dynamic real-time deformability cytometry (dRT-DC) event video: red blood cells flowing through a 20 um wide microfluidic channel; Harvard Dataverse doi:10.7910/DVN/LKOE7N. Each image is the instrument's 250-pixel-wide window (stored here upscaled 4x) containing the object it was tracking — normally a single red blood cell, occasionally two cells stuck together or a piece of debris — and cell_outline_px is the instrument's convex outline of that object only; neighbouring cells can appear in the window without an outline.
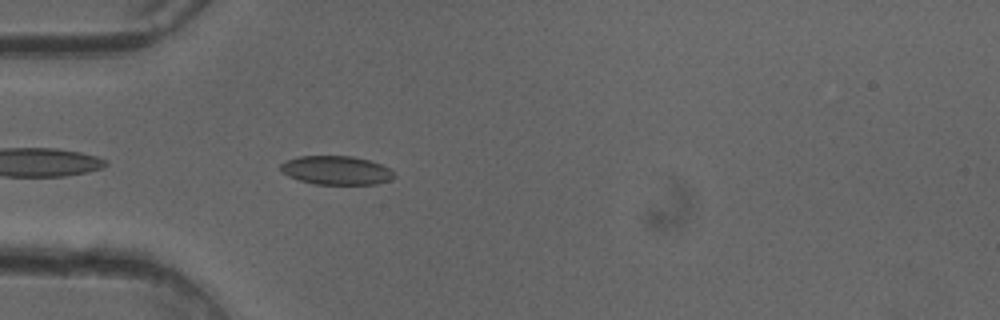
{"species": "common noctule bat (a hibernating species)", "species_latin": "Nyctalus noctula", "temperature_condition": "cold", "stored_images_in_passage": 37, "camera_frame_rate_fps": 3000, "um_per_image_px": 0.085, "animal": {"sex": "female"}, "frame": {"image": 1, "passage_image": 2, "time_ms": 0.333, "image_size_px": [1000, 320], "cell_outline_px": [[396, 176], [388, 180], [376, 184], [312, 184], [288, 176], [280, 172], [280, 164], [288, 160], [300, 156], [352, 156], [368, 160], [380, 164], [396, 172]], "centroid_in_image_um": [28.57, 14.48], "position_along_channel_um": 56.4, "area_um2": 19.02}}
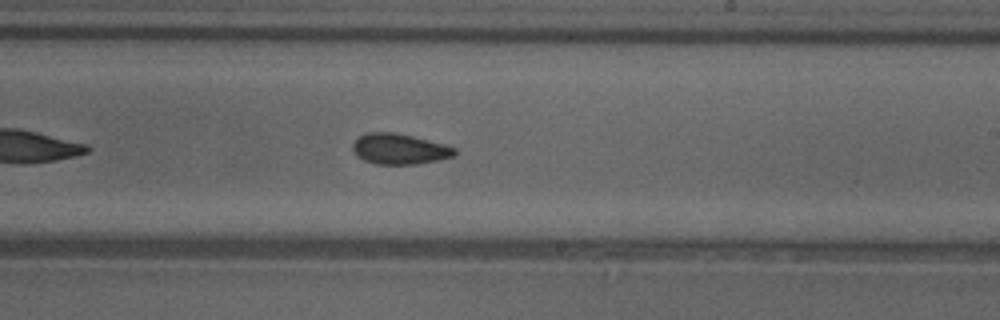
{"frame": {"image": 2, "passage_image": 17, "time_ms": 5.333, "image_size_px": [1000, 320], "cell_outline_px": [[456, 152], [452, 156], [436, 160], [416, 164], [376, 164], [364, 160], [356, 156], [352, 152], [352, 144], [360, 136], [368, 132], [396, 132], [448, 144], [456, 148]], "centroid_in_image_um": [33.94, 12.65], "position_along_channel_um": 255.1, "area_um2": 18.32}}
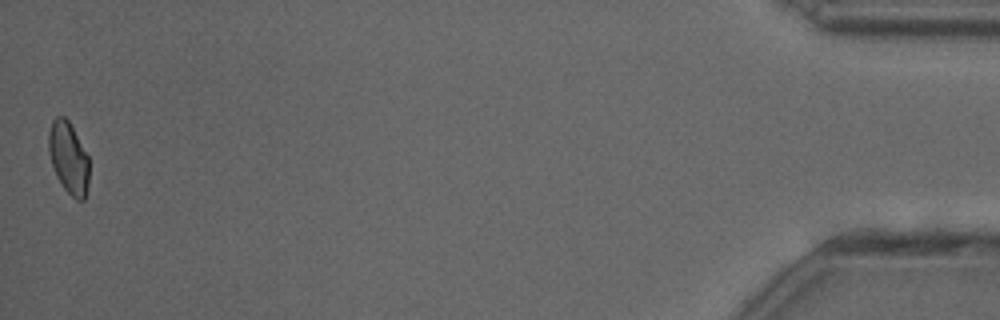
{"frame": {"image": 3, "passage_image": 37, "time_ms": 12.0, "image_size_px": [1000, 320], "cell_outline_px": [[88, 184], [84, 200], [76, 200], [64, 188], [56, 176], [48, 152], [48, 132], [52, 120], [56, 116], [64, 116], [68, 120], [88, 156]], "centroid_in_image_um": [5.8, 13.41], "position_along_channel_um": 429.4, "area_um2": 16.82}, "authors_computed_cell_mechanics": {"area_um2": 17.918, "velocity_mm_per_s": 4.0823, "shape_relaxation_time_tau1_ms": null, "shape_relaxation_time_tau2_ms": 9.4778, "deformation_change_tau1": null, "deformation_change_tau2": 0.1343}}